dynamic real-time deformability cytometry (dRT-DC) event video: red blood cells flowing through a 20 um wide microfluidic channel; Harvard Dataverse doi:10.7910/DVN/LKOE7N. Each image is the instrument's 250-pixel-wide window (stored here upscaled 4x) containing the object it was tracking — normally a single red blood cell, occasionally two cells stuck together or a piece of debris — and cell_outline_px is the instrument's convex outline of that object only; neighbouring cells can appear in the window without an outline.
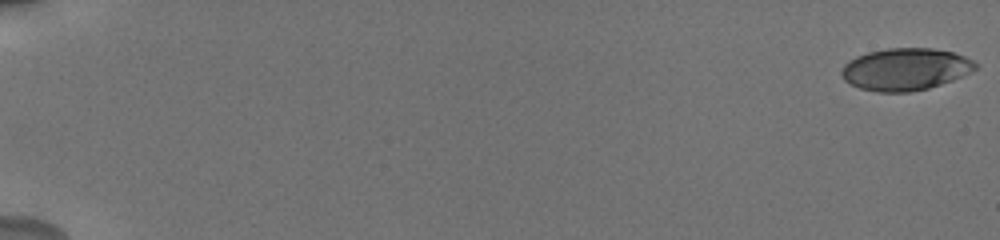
{"species": "human", "species_latin": "Homo sapiens", "temperature_condition": "cold", "stored_images_in_passage": 12, "camera_frame_rate_fps": 3000, "um_per_image_px": 0.085, "donor": {"sex": "male"}, "frame": {"image": 1, "passage_image": 1, "time_ms": 0.0, "image_size_px": [1000, 240], "cell_outline_px": [[980, 64], [972, 72], [952, 80], [928, 88], [908, 92], [876, 92], [860, 88], [844, 80], [840, 72], [844, 64], [848, 60], [856, 56], [868, 52], [888, 48], [932, 48], [952, 52], [964, 56]], "centroid_in_image_um": [76.95, 5.88], "position_along_channel_um": 8.0, "area_um2": 32.95}}